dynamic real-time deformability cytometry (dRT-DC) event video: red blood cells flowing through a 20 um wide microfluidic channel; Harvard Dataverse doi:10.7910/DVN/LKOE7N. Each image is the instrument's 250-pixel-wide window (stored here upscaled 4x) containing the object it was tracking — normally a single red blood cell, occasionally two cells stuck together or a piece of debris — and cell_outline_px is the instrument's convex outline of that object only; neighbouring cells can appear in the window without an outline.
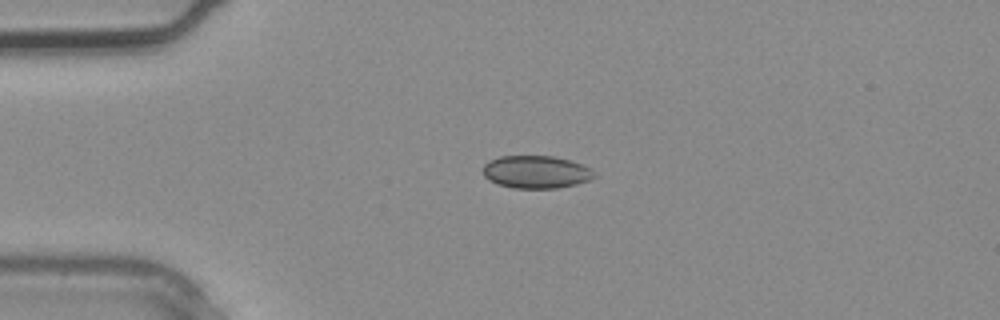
{"species": "common noctule bat (a hibernating species)", "species_latin": "Nyctalus noctula", "temperature_condition": "warm", "stored_images_in_passage": 2, "camera_frame_rate_fps": 3000, "um_per_image_px": 0.085, "animal": {"sex": "male", "body_mass_g": 20.4}, "frame": {"image": 1, "passage_image": 1, "time_ms": 0.0, "image_size_px": [1000, 320], "cell_outline_px": [[596, 176], [588, 180], [576, 184], [556, 188], [512, 188], [496, 184], [488, 180], [484, 176], [484, 164], [488, 160], [500, 156], [552, 156], [584, 164], [592, 168]], "centroid_in_image_um": [45.56, 14.62], "position_along_channel_um": 39.4, "area_um2": 21.33}}
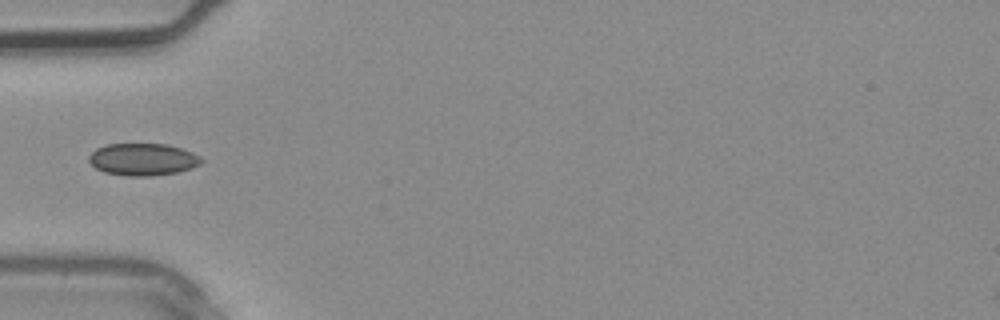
{"frame": {"image": 2, "passage_image": 2, "time_ms": 0.333, "image_size_px": [1000, 320], "cell_outline_px": [[204, 160], [200, 164], [192, 168], [176, 172], [152, 176], [124, 176], [104, 172], [96, 168], [88, 160], [88, 156], [96, 148], [108, 144], [168, 144], [192, 152], [200, 156]], "centroid_in_image_um": [12.14, 13.55], "position_along_channel_um": 72.9, "area_um2": 21.15}}